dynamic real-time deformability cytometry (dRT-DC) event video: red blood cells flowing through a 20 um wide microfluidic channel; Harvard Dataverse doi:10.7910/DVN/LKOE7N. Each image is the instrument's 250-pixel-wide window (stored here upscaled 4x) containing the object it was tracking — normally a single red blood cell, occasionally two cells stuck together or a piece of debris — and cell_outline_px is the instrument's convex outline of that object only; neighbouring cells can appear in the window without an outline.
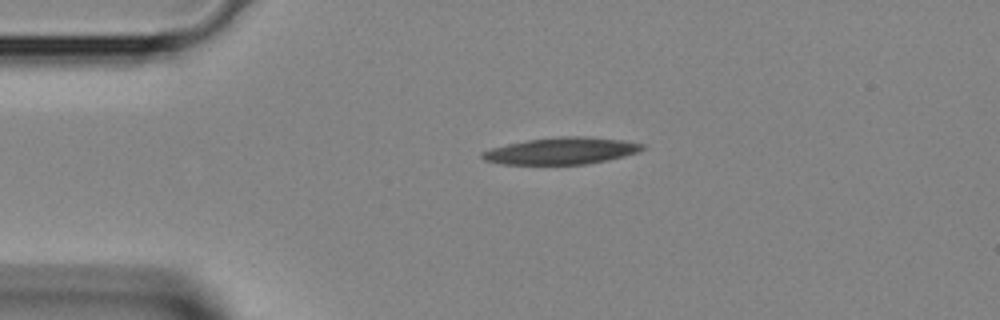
{"species": "Egyptian fruit bat (a non-hibernating species)", "species_latin": "Rousettus aegyptiacus", "temperature_condition": "room temperature", "stored_images_in_passage": 1, "camera_frame_rate_fps": 3000, "um_per_image_px": 0.085, "animal": {"sex": "female"}, "frame": {"image": 1, "passage_image": 1, "time_ms": 0.0, "image_size_px": [1000, 320], "cell_outline_px": [[644, 148], [640, 152], [624, 156], [584, 164], [500, 164], [484, 160], [480, 156], [480, 152], [492, 148], [508, 144], [528, 140], [560, 136], [580, 136], [624, 140], [644, 144]], "centroid_in_image_um": [47.71, 12.82], "position_along_channel_um": 37.3, "area_um2": 24.85}}